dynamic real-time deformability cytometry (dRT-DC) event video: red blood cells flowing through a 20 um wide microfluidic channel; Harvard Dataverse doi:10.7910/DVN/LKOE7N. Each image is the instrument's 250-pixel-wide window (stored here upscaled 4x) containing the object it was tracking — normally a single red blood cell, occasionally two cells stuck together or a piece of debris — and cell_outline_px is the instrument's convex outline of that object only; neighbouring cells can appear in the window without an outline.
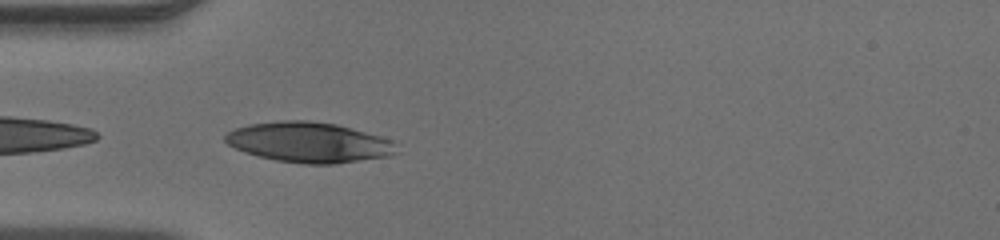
{"species": "human", "species_latin": "Homo sapiens", "temperature_condition": "warm", "stored_images_in_passage": 34, "camera_frame_rate_fps": 3000, "um_per_image_px": 0.085, "donor": {"sex": "male"}, "frame": {"image": 1, "passage_image": 1, "time_ms": 0.0, "image_size_px": [1000, 240], "cell_outline_px": [[396, 152], [392, 156], [336, 164], [304, 164], [276, 160], [244, 152], [228, 144], [224, 140], [224, 136], [228, 132], [236, 128], [248, 124], [280, 120], [308, 120], [336, 124], [380, 136], [392, 140], [396, 144]], "centroid_in_image_um": [26.28, 12.1], "position_along_channel_um": 58.7, "area_um2": 40.29}}
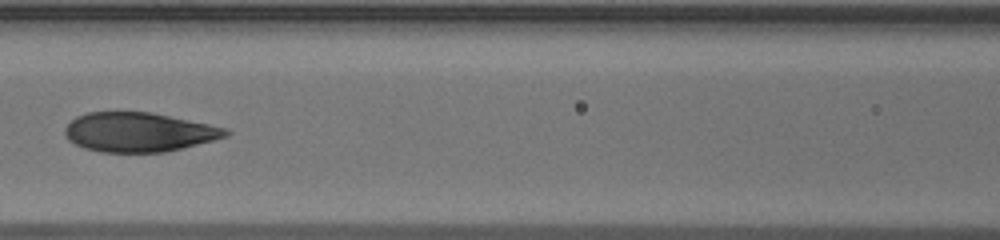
{"frame": {"image": 2, "passage_image": 8, "time_ms": 2.333, "image_size_px": [1000, 240], "cell_outline_px": [[232, 132], [228, 136], [164, 152], [100, 152], [84, 148], [68, 140], [64, 136], [64, 128], [76, 116], [88, 112], [152, 112], [228, 128]], "centroid_in_image_um": [11.78, 11.22], "position_along_channel_um": 154.8, "area_um2": 36.82}}
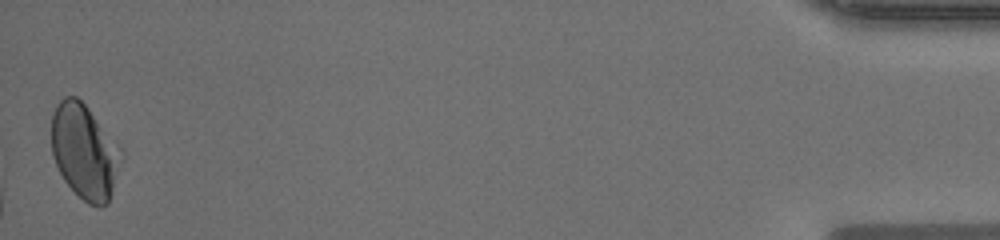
{"frame": {"image": 3, "passage_image": 34, "time_ms": 11.0, "image_size_px": [1000, 240], "cell_outline_px": [[112, 192], [108, 204], [100, 208], [88, 204], [64, 180], [52, 156], [52, 112], [56, 104], [64, 96], [76, 96], [88, 108], [112, 152]], "centroid_in_image_um": [6.95, 12.9], "position_along_channel_um": 428.3, "area_um2": 34.74}}